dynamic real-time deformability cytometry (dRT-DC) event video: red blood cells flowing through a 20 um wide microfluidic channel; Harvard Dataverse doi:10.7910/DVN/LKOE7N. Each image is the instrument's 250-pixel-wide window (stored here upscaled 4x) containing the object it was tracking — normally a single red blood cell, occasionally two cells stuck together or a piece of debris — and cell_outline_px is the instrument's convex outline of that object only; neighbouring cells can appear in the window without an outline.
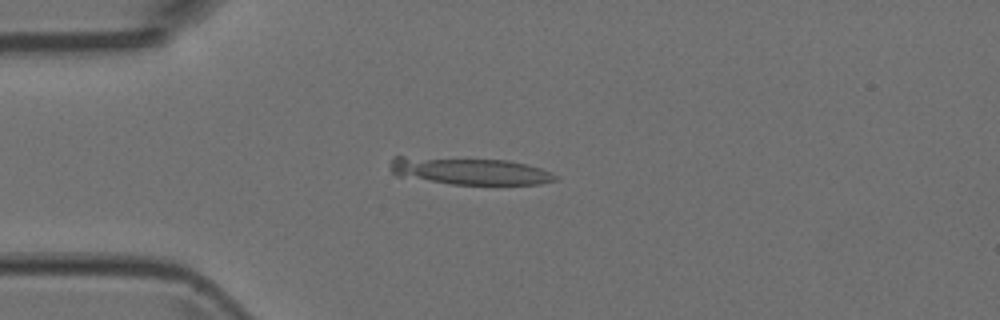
{"species": "Egyptian fruit bat (a non-hibernating species)", "species_latin": "Rousettus aegyptiacus", "temperature_condition": "room temperature", "stored_images_in_passage": 4, "camera_frame_rate_fps": 3000, "um_per_image_px": 0.085, "animal": {"sex": "female"}, "frame": {"image": 1, "passage_image": 4, "time_ms": 1.0, "image_size_px": [1000, 320], "cell_outline_px": [[560, 180], [540, 184], [452, 184], [396, 176], [388, 168], [392, 156], [404, 156], [508, 160], [528, 164], [552, 172], [560, 176]], "centroid_in_image_um": [39.91, 14.53], "position_along_channel_um": 45.1, "area_um2": 26.53}}